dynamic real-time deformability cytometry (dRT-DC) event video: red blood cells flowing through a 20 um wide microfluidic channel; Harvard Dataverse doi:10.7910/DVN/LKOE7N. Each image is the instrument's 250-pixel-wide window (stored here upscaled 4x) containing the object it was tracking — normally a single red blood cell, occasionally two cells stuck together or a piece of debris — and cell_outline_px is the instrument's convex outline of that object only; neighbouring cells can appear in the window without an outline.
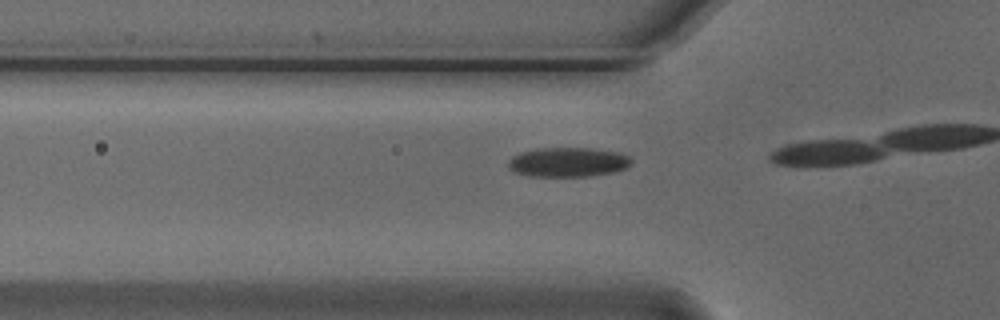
{"species": "Egyptian fruit bat (a non-hibernating species)", "species_latin": "Rousettus aegyptiacus", "temperature_condition": "cold", "stored_images_in_passage": 13, "camera_frame_rate_fps": 3000, "um_per_image_px": 0.085, "animal": {"sex": "male"}, "frame": {"image": 1, "passage_image": 11, "time_ms": 3.333, "image_size_px": [1000, 320], "cell_outline_px": [[632, 164], [628, 168], [612, 172], [588, 176], [528, 176], [512, 172], [508, 168], [508, 160], [512, 156], [520, 152], [536, 148], [592, 148], [620, 152], [628, 156], [632, 160]], "centroid_in_image_um": [48.26, 13.78], "position_along_channel_um": 77.5, "area_um2": 21.44}}